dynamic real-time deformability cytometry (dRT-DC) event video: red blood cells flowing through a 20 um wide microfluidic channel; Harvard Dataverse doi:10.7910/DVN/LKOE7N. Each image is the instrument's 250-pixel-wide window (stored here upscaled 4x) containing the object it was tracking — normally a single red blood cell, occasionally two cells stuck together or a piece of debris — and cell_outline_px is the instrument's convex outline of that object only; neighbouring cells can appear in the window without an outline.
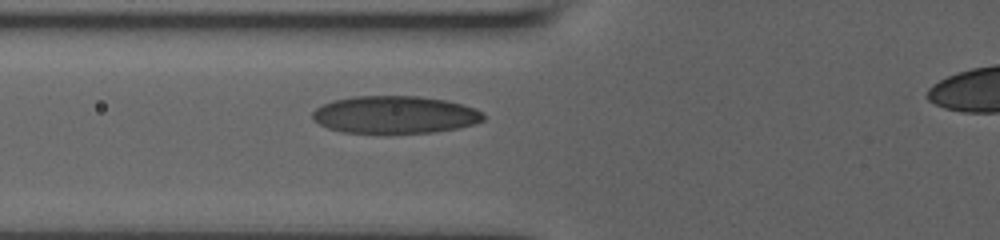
{"species": "human", "species_latin": "Homo sapiens", "temperature_condition": "room temperature", "stored_images_in_passage": 14, "camera_frame_rate_fps": 3000, "um_per_image_px": 0.085, "donor": {"sex": "male"}, "frame": {"image": 1, "passage_image": 14, "time_ms": 6.0, "image_size_px": [1000, 240], "cell_outline_px": [[484, 120], [472, 124], [456, 128], [436, 132], [392, 136], [388, 136], [340, 132], [328, 128], [312, 120], [312, 112], [316, 108], [332, 100], [352, 96], [420, 96], [444, 100], [476, 108], [484, 112]], "centroid_in_image_um": [33.53, 9.8], "position_along_channel_um": 92.3, "area_um2": 38.61}}